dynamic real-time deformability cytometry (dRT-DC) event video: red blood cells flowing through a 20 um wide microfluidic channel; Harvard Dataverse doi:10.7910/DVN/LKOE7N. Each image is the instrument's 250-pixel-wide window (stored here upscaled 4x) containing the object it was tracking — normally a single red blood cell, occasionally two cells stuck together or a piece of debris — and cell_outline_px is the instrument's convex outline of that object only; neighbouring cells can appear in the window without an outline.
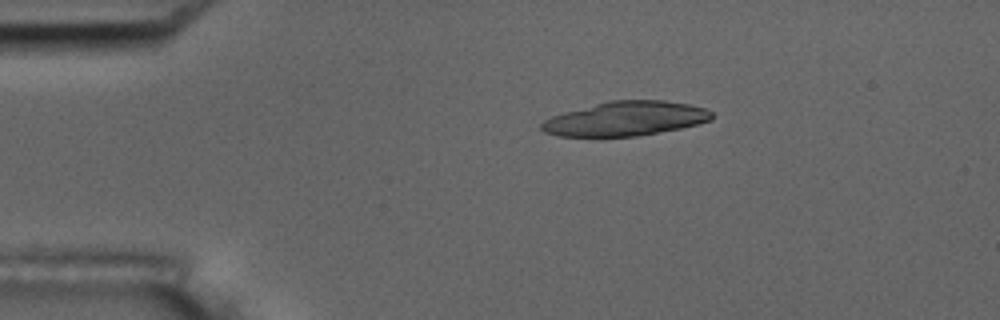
{"species": "common noctule bat (a hibernating species)", "species_latin": "Nyctalus noctula", "temperature_condition": "room temperature", "stored_images_in_passage": 12, "camera_frame_rate_fps": 3000, "um_per_image_px": 0.085, "animal": {"sex": "male", "body_mass_g": 17.5, "forearm_length_mm": 52.3}, "frame": {"image": 1, "passage_image": 4, "time_ms": 1.0, "image_size_px": [1000, 320], "cell_outline_px": [[712, 120], [680, 128], [636, 136], [556, 136], [544, 132], [540, 128], [540, 124], [544, 120], [552, 116], [564, 112], [608, 100], [664, 100], [688, 104], [704, 108], [712, 112]], "centroid_in_image_um": [53.14, 10.08], "position_along_channel_um": 31.9, "area_um2": 33.93}}